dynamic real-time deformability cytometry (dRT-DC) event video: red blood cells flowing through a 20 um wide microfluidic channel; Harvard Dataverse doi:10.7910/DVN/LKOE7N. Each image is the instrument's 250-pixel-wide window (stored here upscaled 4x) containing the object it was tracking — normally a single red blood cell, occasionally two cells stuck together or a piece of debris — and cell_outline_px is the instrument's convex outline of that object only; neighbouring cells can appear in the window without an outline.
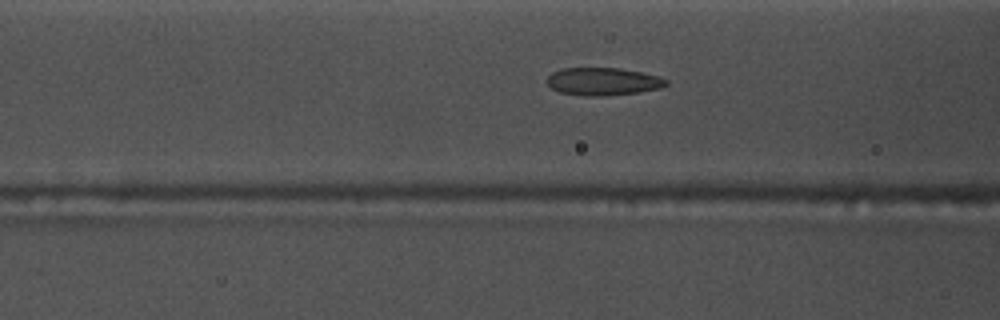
{"species": "common noctule bat (a hibernating species)", "species_latin": "Nyctalus noctula", "temperature_condition": "warm", "stored_images_in_passage": 7, "camera_frame_rate_fps": 3000, "um_per_image_px": 0.085, "animal": {"sex": "male", "body_mass_g": 17.5, "forearm_length_mm": 52.3}, "frame": {"image": 1, "passage_image": 5, "time_ms": 1.333, "image_size_px": [1000, 320], "cell_outline_px": [[668, 84], [660, 88], [640, 92], [604, 96], [584, 96], [560, 92], [552, 88], [548, 84], [548, 76], [552, 72], [564, 68], [620, 68], [660, 76], [668, 80]], "centroid_in_image_um": [51.28, 6.93], "position_along_channel_um": 115.3, "area_um2": 19.25}}